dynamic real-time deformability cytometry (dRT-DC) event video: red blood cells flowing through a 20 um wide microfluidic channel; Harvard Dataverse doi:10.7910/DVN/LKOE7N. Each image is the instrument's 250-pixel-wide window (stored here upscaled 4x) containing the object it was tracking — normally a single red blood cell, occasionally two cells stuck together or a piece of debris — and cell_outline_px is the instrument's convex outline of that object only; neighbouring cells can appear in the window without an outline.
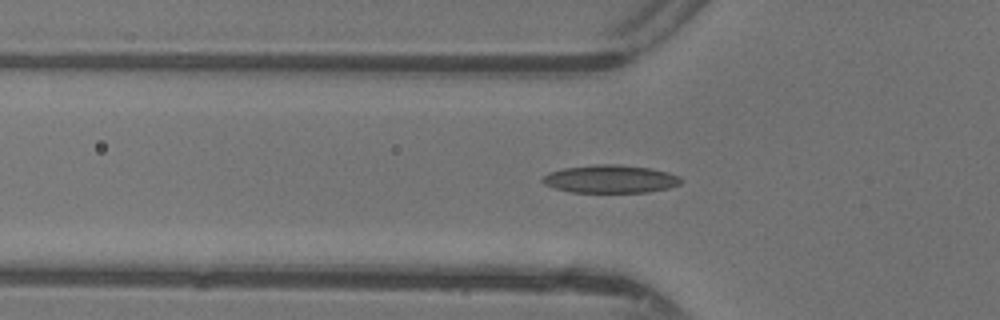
{"species": "common noctule bat (a hibernating species)", "species_latin": "Nyctalus noctula", "temperature_condition": "warm", "stored_images_in_passage": 34, "camera_frame_rate_fps": 3000, "um_per_image_px": 0.085, "animal": {"sex": "female"}, "frame": {"image": 1, "passage_image": 8, "time_ms": 2.333, "image_size_px": [1000, 320], "cell_outline_px": [[680, 184], [668, 188], [648, 192], [572, 192], [556, 188], [544, 184], [540, 180], [548, 172], [564, 168], [596, 164], [616, 164], [648, 168], [668, 172], [680, 176]], "centroid_in_image_um": [51.86, 15.21], "position_along_channel_um": 73.9, "area_um2": 22.43}}
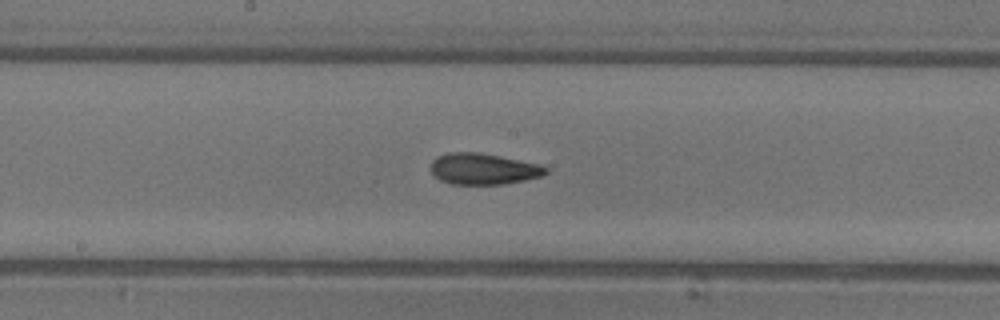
{"frame": {"image": 2, "passage_image": 17, "time_ms": 5.333, "image_size_px": [1000, 320], "cell_outline_px": [[548, 172], [544, 176], [504, 184], [452, 184], [440, 180], [432, 172], [432, 160], [436, 156], [448, 152], [480, 152], [540, 164], [548, 168]], "centroid_in_image_um": [41.11, 14.35], "position_along_channel_um": 207.1, "area_um2": 20.98}}
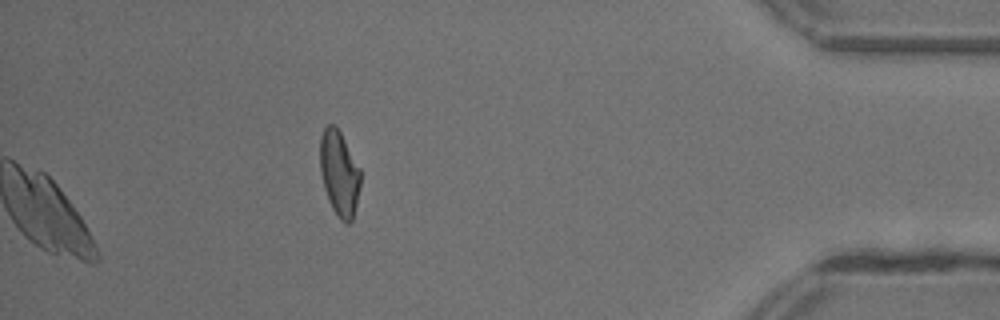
{"frame": {"image": 3, "passage_image": 34, "time_ms": 11.0, "image_size_px": [1000, 320], "cell_outline_px": [[360, 184], [356, 204], [352, 220], [348, 224], [344, 224], [340, 220], [332, 208], [328, 200], [324, 188], [320, 172], [320, 136], [324, 128], [328, 124], [336, 124], [360, 168]], "centroid_in_image_um": [28.82, 14.72], "position_along_channel_um": 406.4, "area_um2": 20.17}, "authors_computed_cell_mechanics": {"area_um2": 21.2993, "velocity_mm_per_s": 4.4032, "shape_relaxation_time_tau1_ms": 9.6706, "shape_relaxation_time_tau2_ms": 2.1323, "deformation_change_tau1": 0.251, "deformation_change_tau2": 0.0899}}